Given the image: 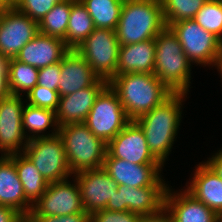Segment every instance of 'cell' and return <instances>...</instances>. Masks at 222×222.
Instances as JSON below:
<instances>
[{"label": "cell", "instance_id": "1", "mask_svg": "<svg viewBox=\"0 0 222 222\" xmlns=\"http://www.w3.org/2000/svg\"><path fill=\"white\" fill-rule=\"evenodd\" d=\"M187 95L172 93L160 105L134 120L142 128L152 155L163 166L176 141L182 121V102Z\"/></svg>", "mask_w": 222, "mask_h": 222}, {"label": "cell", "instance_id": "2", "mask_svg": "<svg viewBox=\"0 0 222 222\" xmlns=\"http://www.w3.org/2000/svg\"><path fill=\"white\" fill-rule=\"evenodd\" d=\"M109 85L117 92L130 120L150 112L172 94L153 73L116 75Z\"/></svg>", "mask_w": 222, "mask_h": 222}, {"label": "cell", "instance_id": "3", "mask_svg": "<svg viewBox=\"0 0 222 222\" xmlns=\"http://www.w3.org/2000/svg\"><path fill=\"white\" fill-rule=\"evenodd\" d=\"M166 27L158 0H124L115 29L120 46L155 37Z\"/></svg>", "mask_w": 222, "mask_h": 222}, {"label": "cell", "instance_id": "4", "mask_svg": "<svg viewBox=\"0 0 222 222\" xmlns=\"http://www.w3.org/2000/svg\"><path fill=\"white\" fill-rule=\"evenodd\" d=\"M154 75L172 92H189L192 63L177 36L165 27L155 37Z\"/></svg>", "mask_w": 222, "mask_h": 222}, {"label": "cell", "instance_id": "5", "mask_svg": "<svg viewBox=\"0 0 222 222\" xmlns=\"http://www.w3.org/2000/svg\"><path fill=\"white\" fill-rule=\"evenodd\" d=\"M69 169L76 172L103 168L107 143L95 136L84 123L59 127Z\"/></svg>", "mask_w": 222, "mask_h": 222}, {"label": "cell", "instance_id": "6", "mask_svg": "<svg viewBox=\"0 0 222 222\" xmlns=\"http://www.w3.org/2000/svg\"><path fill=\"white\" fill-rule=\"evenodd\" d=\"M119 49L115 30L95 28L75 50L99 78L110 82L116 76Z\"/></svg>", "mask_w": 222, "mask_h": 222}, {"label": "cell", "instance_id": "7", "mask_svg": "<svg viewBox=\"0 0 222 222\" xmlns=\"http://www.w3.org/2000/svg\"><path fill=\"white\" fill-rule=\"evenodd\" d=\"M130 121L117 92L108 84L100 92L84 124L95 136L108 143Z\"/></svg>", "mask_w": 222, "mask_h": 222}, {"label": "cell", "instance_id": "8", "mask_svg": "<svg viewBox=\"0 0 222 222\" xmlns=\"http://www.w3.org/2000/svg\"><path fill=\"white\" fill-rule=\"evenodd\" d=\"M23 153L48 183L69 179L73 175L59 134L30 139Z\"/></svg>", "mask_w": 222, "mask_h": 222}, {"label": "cell", "instance_id": "9", "mask_svg": "<svg viewBox=\"0 0 222 222\" xmlns=\"http://www.w3.org/2000/svg\"><path fill=\"white\" fill-rule=\"evenodd\" d=\"M169 28L177 36L192 64L213 67L222 48V41L217 36L204 30L195 19L172 23Z\"/></svg>", "mask_w": 222, "mask_h": 222}, {"label": "cell", "instance_id": "10", "mask_svg": "<svg viewBox=\"0 0 222 222\" xmlns=\"http://www.w3.org/2000/svg\"><path fill=\"white\" fill-rule=\"evenodd\" d=\"M86 212L81 200L79 185L74 179L51 182L45 193L36 201L28 215L66 216Z\"/></svg>", "mask_w": 222, "mask_h": 222}, {"label": "cell", "instance_id": "11", "mask_svg": "<svg viewBox=\"0 0 222 222\" xmlns=\"http://www.w3.org/2000/svg\"><path fill=\"white\" fill-rule=\"evenodd\" d=\"M21 97L23 95H10L0 100L1 156L23 153L29 141L22 124V111L26 101Z\"/></svg>", "mask_w": 222, "mask_h": 222}, {"label": "cell", "instance_id": "12", "mask_svg": "<svg viewBox=\"0 0 222 222\" xmlns=\"http://www.w3.org/2000/svg\"><path fill=\"white\" fill-rule=\"evenodd\" d=\"M117 193L110 198L105 210L130 211L138 215L157 212L164 206L167 186L130 187L118 185Z\"/></svg>", "mask_w": 222, "mask_h": 222}, {"label": "cell", "instance_id": "13", "mask_svg": "<svg viewBox=\"0 0 222 222\" xmlns=\"http://www.w3.org/2000/svg\"><path fill=\"white\" fill-rule=\"evenodd\" d=\"M38 33V22L15 7L0 12V54L3 56L15 58Z\"/></svg>", "mask_w": 222, "mask_h": 222}, {"label": "cell", "instance_id": "14", "mask_svg": "<svg viewBox=\"0 0 222 222\" xmlns=\"http://www.w3.org/2000/svg\"><path fill=\"white\" fill-rule=\"evenodd\" d=\"M105 158H118L134 164H161L152 155L142 128L134 120L107 143Z\"/></svg>", "mask_w": 222, "mask_h": 222}, {"label": "cell", "instance_id": "15", "mask_svg": "<svg viewBox=\"0 0 222 222\" xmlns=\"http://www.w3.org/2000/svg\"><path fill=\"white\" fill-rule=\"evenodd\" d=\"M73 177L80 188L83 208L89 215L104 210L118 191L117 183L103 168L76 172Z\"/></svg>", "mask_w": 222, "mask_h": 222}, {"label": "cell", "instance_id": "16", "mask_svg": "<svg viewBox=\"0 0 222 222\" xmlns=\"http://www.w3.org/2000/svg\"><path fill=\"white\" fill-rule=\"evenodd\" d=\"M162 164H134L118 158H105L103 169L117 185L134 188L168 186L162 178Z\"/></svg>", "mask_w": 222, "mask_h": 222}, {"label": "cell", "instance_id": "17", "mask_svg": "<svg viewBox=\"0 0 222 222\" xmlns=\"http://www.w3.org/2000/svg\"><path fill=\"white\" fill-rule=\"evenodd\" d=\"M109 84L99 78L92 86L59 98L56 119L59 127L67 124L84 123L100 92Z\"/></svg>", "mask_w": 222, "mask_h": 222}, {"label": "cell", "instance_id": "18", "mask_svg": "<svg viewBox=\"0 0 222 222\" xmlns=\"http://www.w3.org/2000/svg\"><path fill=\"white\" fill-rule=\"evenodd\" d=\"M69 50L62 39L39 32L15 58L40 69L60 62Z\"/></svg>", "mask_w": 222, "mask_h": 222}, {"label": "cell", "instance_id": "19", "mask_svg": "<svg viewBox=\"0 0 222 222\" xmlns=\"http://www.w3.org/2000/svg\"><path fill=\"white\" fill-rule=\"evenodd\" d=\"M98 79L85 59L75 49H70L61 60V77L57 88L59 97L92 86Z\"/></svg>", "mask_w": 222, "mask_h": 222}, {"label": "cell", "instance_id": "20", "mask_svg": "<svg viewBox=\"0 0 222 222\" xmlns=\"http://www.w3.org/2000/svg\"><path fill=\"white\" fill-rule=\"evenodd\" d=\"M181 190H176V193L168 186L165 193L164 205L170 211L173 222H216V213L212 209L185 189Z\"/></svg>", "mask_w": 222, "mask_h": 222}, {"label": "cell", "instance_id": "21", "mask_svg": "<svg viewBox=\"0 0 222 222\" xmlns=\"http://www.w3.org/2000/svg\"><path fill=\"white\" fill-rule=\"evenodd\" d=\"M194 170L192 181L186 184L185 190L216 214L222 212V179L206 162H200Z\"/></svg>", "mask_w": 222, "mask_h": 222}, {"label": "cell", "instance_id": "22", "mask_svg": "<svg viewBox=\"0 0 222 222\" xmlns=\"http://www.w3.org/2000/svg\"><path fill=\"white\" fill-rule=\"evenodd\" d=\"M0 205L15 209L24 218L33 207L25 197L16 166L8 156H0Z\"/></svg>", "mask_w": 222, "mask_h": 222}, {"label": "cell", "instance_id": "23", "mask_svg": "<svg viewBox=\"0 0 222 222\" xmlns=\"http://www.w3.org/2000/svg\"><path fill=\"white\" fill-rule=\"evenodd\" d=\"M155 55V39L120 46L116 75L126 73L154 74Z\"/></svg>", "mask_w": 222, "mask_h": 222}, {"label": "cell", "instance_id": "24", "mask_svg": "<svg viewBox=\"0 0 222 222\" xmlns=\"http://www.w3.org/2000/svg\"><path fill=\"white\" fill-rule=\"evenodd\" d=\"M8 157L16 166L17 175L23 185L26 199L34 205L45 193L49 183L24 153L12 154Z\"/></svg>", "mask_w": 222, "mask_h": 222}, {"label": "cell", "instance_id": "25", "mask_svg": "<svg viewBox=\"0 0 222 222\" xmlns=\"http://www.w3.org/2000/svg\"><path fill=\"white\" fill-rule=\"evenodd\" d=\"M22 118L23 130L28 140L58 134L59 125L55 111L26 104L22 111ZM51 127L52 133L46 134L45 131Z\"/></svg>", "mask_w": 222, "mask_h": 222}, {"label": "cell", "instance_id": "26", "mask_svg": "<svg viewBox=\"0 0 222 222\" xmlns=\"http://www.w3.org/2000/svg\"><path fill=\"white\" fill-rule=\"evenodd\" d=\"M93 20L81 0H73L66 37L63 40L69 49H77L94 31Z\"/></svg>", "mask_w": 222, "mask_h": 222}, {"label": "cell", "instance_id": "27", "mask_svg": "<svg viewBox=\"0 0 222 222\" xmlns=\"http://www.w3.org/2000/svg\"><path fill=\"white\" fill-rule=\"evenodd\" d=\"M95 28L115 30L119 23L124 0H81Z\"/></svg>", "mask_w": 222, "mask_h": 222}, {"label": "cell", "instance_id": "28", "mask_svg": "<svg viewBox=\"0 0 222 222\" xmlns=\"http://www.w3.org/2000/svg\"><path fill=\"white\" fill-rule=\"evenodd\" d=\"M38 72V68L10 58L8 84L11 95L28 94L38 83Z\"/></svg>", "mask_w": 222, "mask_h": 222}, {"label": "cell", "instance_id": "29", "mask_svg": "<svg viewBox=\"0 0 222 222\" xmlns=\"http://www.w3.org/2000/svg\"><path fill=\"white\" fill-rule=\"evenodd\" d=\"M73 0H64L54 7L39 21V32L64 40L69 23Z\"/></svg>", "mask_w": 222, "mask_h": 222}, {"label": "cell", "instance_id": "30", "mask_svg": "<svg viewBox=\"0 0 222 222\" xmlns=\"http://www.w3.org/2000/svg\"><path fill=\"white\" fill-rule=\"evenodd\" d=\"M208 0H163L162 10L166 27L172 23L194 19Z\"/></svg>", "mask_w": 222, "mask_h": 222}, {"label": "cell", "instance_id": "31", "mask_svg": "<svg viewBox=\"0 0 222 222\" xmlns=\"http://www.w3.org/2000/svg\"><path fill=\"white\" fill-rule=\"evenodd\" d=\"M194 19L204 30L222 41V4L219 0H208Z\"/></svg>", "mask_w": 222, "mask_h": 222}, {"label": "cell", "instance_id": "32", "mask_svg": "<svg viewBox=\"0 0 222 222\" xmlns=\"http://www.w3.org/2000/svg\"><path fill=\"white\" fill-rule=\"evenodd\" d=\"M64 0H15V8L39 23L55 4Z\"/></svg>", "mask_w": 222, "mask_h": 222}, {"label": "cell", "instance_id": "33", "mask_svg": "<svg viewBox=\"0 0 222 222\" xmlns=\"http://www.w3.org/2000/svg\"><path fill=\"white\" fill-rule=\"evenodd\" d=\"M26 96V103L52 111L57 110L59 105V94L56 90L47 89L43 86L36 85Z\"/></svg>", "mask_w": 222, "mask_h": 222}, {"label": "cell", "instance_id": "34", "mask_svg": "<svg viewBox=\"0 0 222 222\" xmlns=\"http://www.w3.org/2000/svg\"><path fill=\"white\" fill-rule=\"evenodd\" d=\"M140 215L122 211L100 210L90 215V222H138Z\"/></svg>", "mask_w": 222, "mask_h": 222}, {"label": "cell", "instance_id": "35", "mask_svg": "<svg viewBox=\"0 0 222 222\" xmlns=\"http://www.w3.org/2000/svg\"><path fill=\"white\" fill-rule=\"evenodd\" d=\"M60 77H61V61L40 68L38 72L37 85L57 91Z\"/></svg>", "mask_w": 222, "mask_h": 222}, {"label": "cell", "instance_id": "36", "mask_svg": "<svg viewBox=\"0 0 222 222\" xmlns=\"http://www.w3.org/2000/svg\"><path fill=\"white\" fill-rule=\"evenodd\" d=\"M25 219L28 222H90V215L86 212L66 216L27 215Z\"/></svg>", "mask_w": 222, "mask_h": 222}, {"label": "cell", "instance_id": "37", "mask_svg": "<svg viewBox=\"0 0 222 222\" xmlns=\"http://www.w3.org/2000/svg\"><path fill=\"white\" fill-rule=\"evenodd\" d=\"M138 222H173V218L170 211L164 205L157 212L140 215Z\"/></svg>", "mask_w": 222, "mask_h": 222}, {"label": "cell", "instance_id": "38", "mask_svg": "<svg viewBox=\"0 0 222 222\" xmlns=\"http://www.w3.org/2000/svg\"><path fill=\"white\" fill-rule=\"evenodd\" d=\"M24 217L15 209L0 205V222H22Z\"/></svg>", "mask_w": 222, "mask_h": 222}, {"label": "cell", "instance_id": "39", "mask_svg": "<svg viewBox=\"0 0 222 222\" xmlns=\"http://www.w3.org/2000/svg\"><path fill=\"white\" fill-rule=\"evenodd\" d=\"M206 163L222 179V149L208 158Z\"/></svg>", "mask_w": 222, "mask_h": 222}, {"label": "cell", "instance_id": "40", "mask_svg": "<svg viewBox=\"0 0 222 222\" xmlns=\"http://www.w3.org/2000/svg\"><path fill=\"white\" fill-rule=\"evenodd\" d=\"M8 75H0V100L10 96Z\"/></svg>", "mask_w": 222, "mask_h": 222}, {"label": "cell", "instance_id": "41", "mask_svg": "<svg viewBox=\"0 0 222 222\" xmlns=\"http://www.w3.org/2000/svg\"><path fill=\"white\" fill-rule=\"evenodd\" d=\"M10 59L0 54V75H8Z\"/></svg>", "mask_w": 222, "mask_h": 222}, {"label": "cell", "instance_id": "42", "mask_svg": "<svg viewBox=\"0 0 222 222\" xmlns=\"http://www.w3.org/2000/svg\"><path fill=\"white\" fill-rule=\"evenodd\" d=\"M15 7V0H0V12Z\"/></svg>", "mask_w": 222, "mask_h": 222}, {"label": "cell", "instance_id": "43", "mask_svg": "<svg viewBox=\"0 0 222 222\" xmlns=\"http://www.w3.org/2000/svg\"><path fill=\"white\" fill-rule=\"evenodd\" d=\"M213 66L217 67L220 77L222 78V48H221L219 54L217 55V58H216Z\"/></svg>", "mask_w": 222, "mask_h": 222}, {"label": "cell", "instance_id": "44", "mask_svg": "<svg viewBox=\"0 0 222 222\" xmlns=\"http://www.w3.org/2000/svg\"><path fill=\"white\" fill-rule=\"evenodd\" d=\"M216 222H222V212L216 214Z\"/></svg>", "mask_w": 222, "mask_h": 222}]
</instances>
